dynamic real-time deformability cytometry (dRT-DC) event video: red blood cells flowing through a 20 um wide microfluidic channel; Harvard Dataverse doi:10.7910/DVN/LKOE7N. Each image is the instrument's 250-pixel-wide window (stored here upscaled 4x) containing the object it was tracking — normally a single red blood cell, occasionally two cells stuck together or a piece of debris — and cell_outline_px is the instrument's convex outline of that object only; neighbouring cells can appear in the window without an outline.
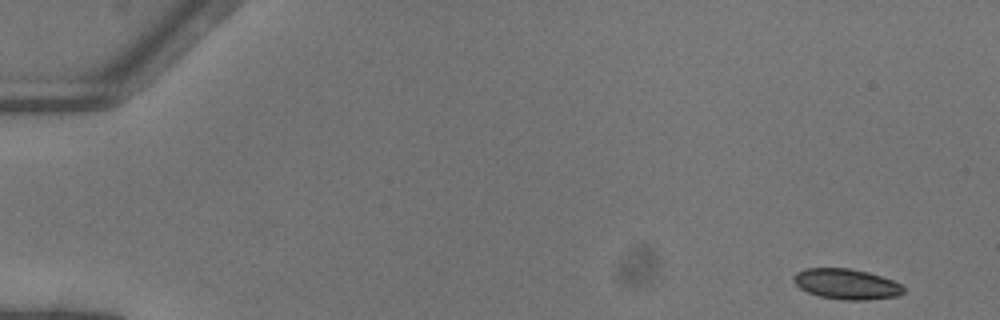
{"species": "common noctule bat (a hibernating species)", "species_latin": "Nyctalus noctula", "temperature_condition": "warm", "stored_images_in_passage": 49, "camera_frame_rate_fps": 3000, "um_per_image_px": 0.085, "animal": {"sex": "female"}, "frame": {"image": 1, "passage_image": 1, "time_ms": 0.0, "image_size_px": [1000, 320], "cell_outline_px": [[904, 292], [900, 296], [864, 300], [840, 300], [820, 296], [808, 292], [800, 288], [792, 280], [792, 276], [796, 272], [804, 268], [848, 268], [868, 272], [892, 280], [900, 284], [904, 288]], "centroid_in_image_um": [71.93, 24.14], "position_along_channel_um": 13.1, "area_um2": 19.59}}
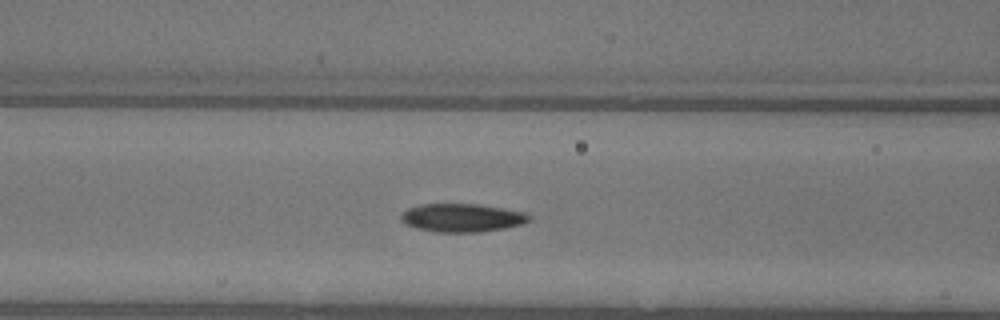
{"frame": {"image": 2, "passage_image": 20, "time_ms": 6.333, "image_size_px": [1000, 320], "cell_outline_px": [[532, 220], [524, 224], [504, 228], [480, 232], [436, 232], [416, 228], [404, 224], [400, 220], [400, 216], [408, 208], [420, 204], [476, 204], [524, 212], [532, 216]], "centroid_in_image_um": [39.27, 18.52], "position_along_channel_um": 127.3, "area_um2": 21.21}}
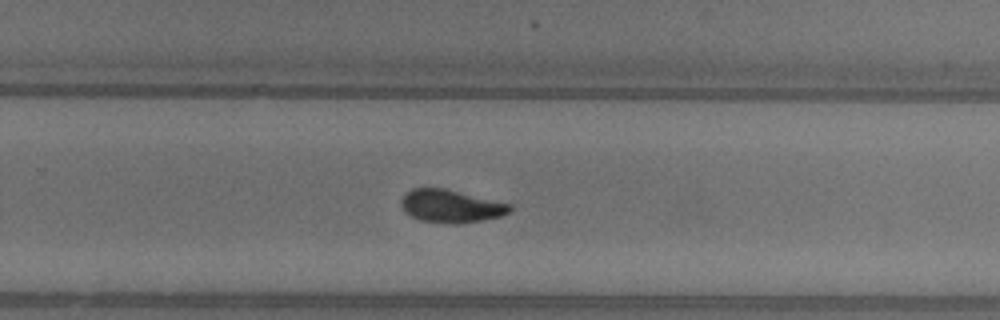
{"frame": {"image": 3, "passage_image": 32, "time_ms": 10.333, "image_size_px": [1000, 320], "cell_outline_px": [[512, 212], [500, 216], [484, 220], [460, 224], [448, 224], [420, 220], [404, 212], [400, 204], [400, 200], [412, 188], [444, 188], [512, 204]], "centroid_in_image_um": [38.35, 17.53], "position_along_channel_um": 291.5, "area_um2": 20.98}, "authors_computed_cell_mechanics": {"area_um2": 20.9236, "velocity_mm_per_s": 4.1148, "shape_relaxation_time_tau1_ms": 3.5575, "shape_relaxation_time_tau2_ms": 1.7176, "deformation_change_tau1": 0.1431, "deformation_change_tau2": 0.0673}}